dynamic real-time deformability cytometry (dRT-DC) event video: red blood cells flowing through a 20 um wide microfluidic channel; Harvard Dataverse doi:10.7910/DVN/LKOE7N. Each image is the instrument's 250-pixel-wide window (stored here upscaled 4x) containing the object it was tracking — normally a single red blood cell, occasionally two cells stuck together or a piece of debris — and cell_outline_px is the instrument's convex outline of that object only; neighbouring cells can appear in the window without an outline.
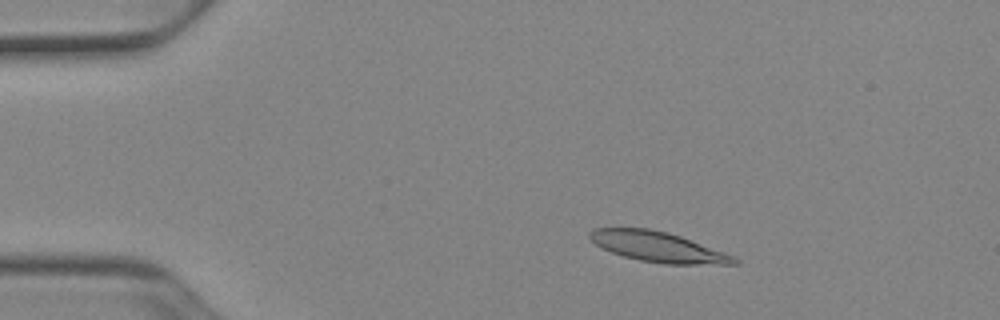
{"species": "Egyptian fruit bat (a non-hibernating species)", "species_latin": "Rousettus aegyptiacus", "temperature_condition": "cold", "stored_images_in_passage": 52, "camera_frame_rate_fps": 3000, "um_per_image_px": 0.085, "animal": {"sex": "female"}, "frame": {"image": 1, "passage_image": 9, "time_ms": 2.667, "image_size_px": [1000, 320], "cell_outline_px": [[740, 264], [664, 264], [640, 260], [624, 256], [612, 252], [596, 244], [588, 236], [588, 232], [592, 228], [648, 228], [668, 232], [680, 236], [724, 252], [740, 260]], "centroid_in_image_um": [55.92, 20.98], "position_along_channel_um": 29.1, "area_um2": 25.2}}
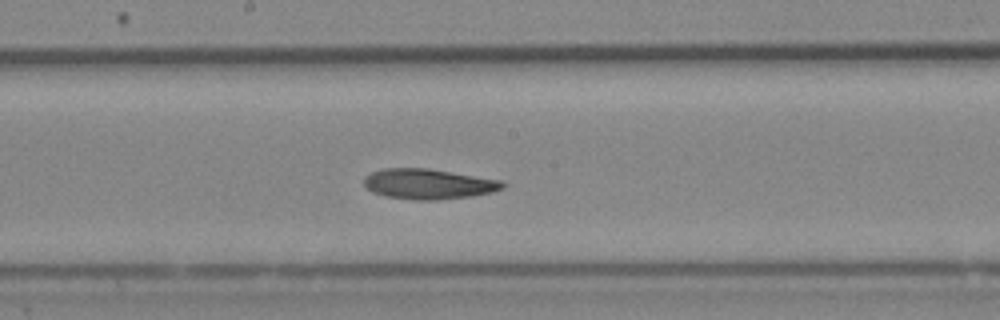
{"frame": {"image": 2, "passage_image": 28, "time_ms": 9.0, "image_size_px": [1000, 320], "cell_outline_px": [[504, 188], [492, 192], [472, 196], [440, 200], [416, 200], [384, 196], [372, 192], [364, 184], [364, 176], [372, 172], [384, 168], [428, 168], [504, 180]], "centroid_in_image_um": [36.44, 15.64], "position_along_channel_um": 211.8, "area_um2": 24.68}}
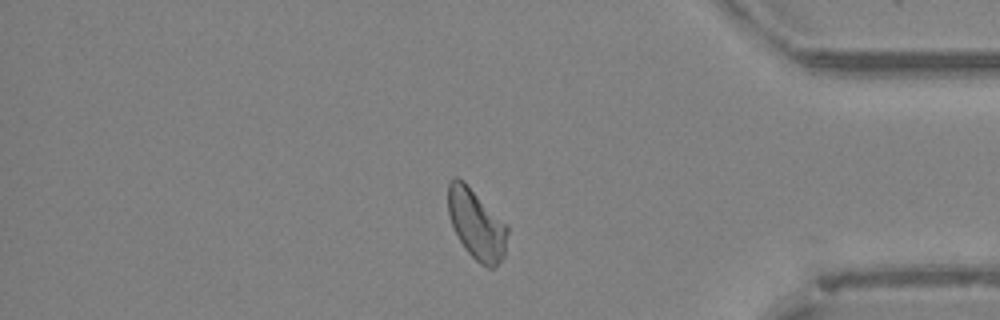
{"frame": {"image": 3, "passage_image": 44, "time_ms": 14.333, "image_size_px": [1000, 320], "cell_outline_px": [[508, 232], [504, 256], [492, 268], [488, 268], [480, 264], [464, 248], [452, 224], [448, 212], [448, 184], [456, 176], [464, 180], [508, 224]], "centroid_in_image_um": [40.52, 19.03], "position_along_channel_um": 394.7, "area_um2": 24.33}, "authors_computed_cell_mechanics": {"area_um2": 24.6517, "velocity_mm_per_s": 3.8844, "shape_relaxation_time_tau1_ms": null, "shape_relaxation_time_tau2_ms": 6.1119, "deformation_change_tau1": null, "deformation_change_tau2": 0.1327}}